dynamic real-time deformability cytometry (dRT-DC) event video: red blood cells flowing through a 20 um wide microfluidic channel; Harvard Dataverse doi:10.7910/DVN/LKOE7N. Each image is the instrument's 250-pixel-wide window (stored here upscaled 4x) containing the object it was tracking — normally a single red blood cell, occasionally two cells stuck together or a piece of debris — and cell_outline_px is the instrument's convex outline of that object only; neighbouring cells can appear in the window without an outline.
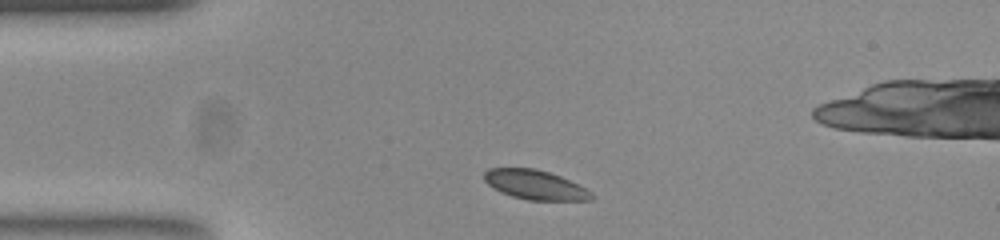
{"species": "common noctule bat (a hibernating species)", "species_latin": "Nyctalus noctula", "temperature_condition": "room temperature", "stored_images_in_passage": 44, "camera_frame_rate_fps": 3000, "um_per_image_px": 0.085, "animal": {"sex": "female", "body_mass_g": 23.0, "forearm_length_mm": 53.4}, "frame": {"image": 1, "passage_image": 1, "time_ms": 0.0, "image_size_px": [1000, 240], "cell_outline_px": [[596, 196], [592, 200], [528, 200], [512, 196], [500, 192], [488, 184], [484, 180], [484, 172], [488, 168], [536, 168], [560, 176], [592, 192]], "centroid_in_image_um": [45.47, 15.71], "position_along_channel_um": 39.5, "area_um2": 18.32}}
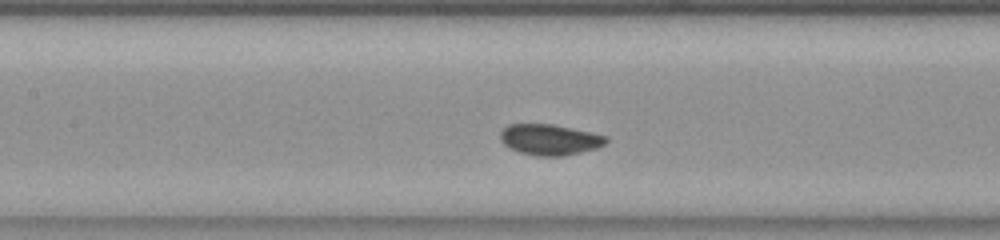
{"frame": {"image": 2, "passage_image": 13, "time_ms": 4.0, "image_size_px": [1000, 240], "cell_outline_px": [[608, 140], [604, 144], [596, 148], [564, 156], [536, 156], [520, 152], [508, 148], [500, 140], [500, 132], [508, 124], [552, 124], [592, 132], [608, 136]], "centroid_in_image_um": [46.71, 11.86], "position_along_channel_um": 160.7, "area_um2": 19.07}}
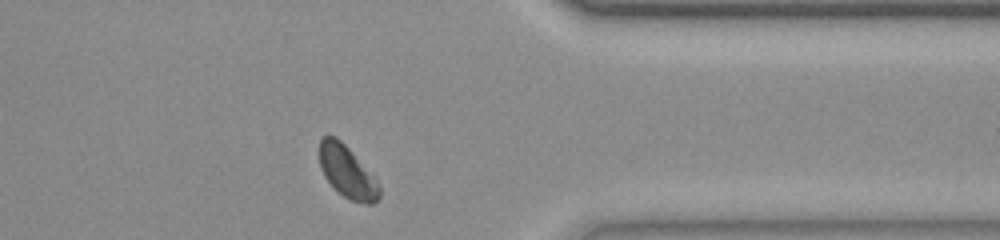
{"frame": {"image": 3, "passage_image": 32, "time_ms": 10.333, "image_size_px": [1000, 240], "cell_outline_px": [[380, 196], [372, 204], [368, 204], [352, 200], [344, 196], [324, 176], [320, 168], [320, 140], [324, 136], [336, 136], [376, 176], [380, 188]], "centroid_in_image_um": [29.54, 14.6], "position_along_channel_um": 381.9, "area_um2": 17.98}}